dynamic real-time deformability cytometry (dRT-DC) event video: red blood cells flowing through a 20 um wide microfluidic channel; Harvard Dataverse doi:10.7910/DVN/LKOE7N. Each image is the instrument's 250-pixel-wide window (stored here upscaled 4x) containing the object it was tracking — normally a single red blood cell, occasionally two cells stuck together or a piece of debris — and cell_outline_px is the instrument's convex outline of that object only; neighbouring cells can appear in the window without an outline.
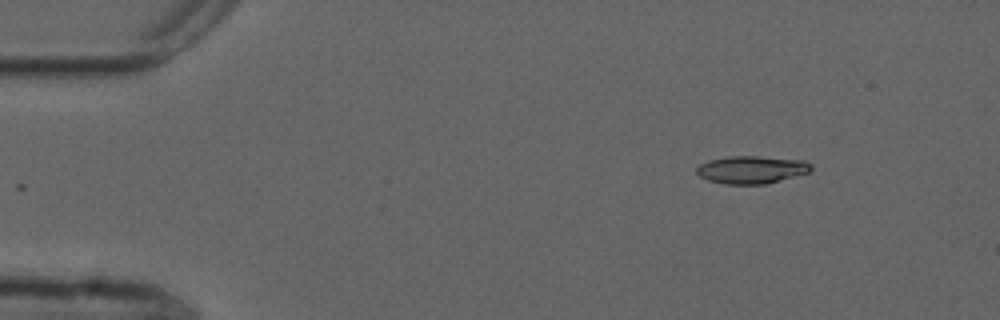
{"species": "common noctule bat (a hibernating species)", "species_latin": "Nyctalus noctula", "temperature_condition": "cold", "stored_images_in_passage": 5, "camera_frame_rate_fps": 3000, "um_per_image_px": 0.085, "animal": {"sex": "male", "forearm_length_mm": 52.5}, "frame": {"image": 1, "passage_image": 2, "time_ms": 0.333, "image_size_px": [1000, 320], "cell_outline_px": [[812, 168], [808, 172], [764, 184], [724, 184], [708, 180], [700, 176], [696, 172], [696, 168], [700, 164], [708, 160], [728, 156], [756, 156], [804, 160], [812, 164]], "centroid_in_image_um": [63.85, 14.41], "position_along_channel_um": 21.2, "area_um2": 18.32}}
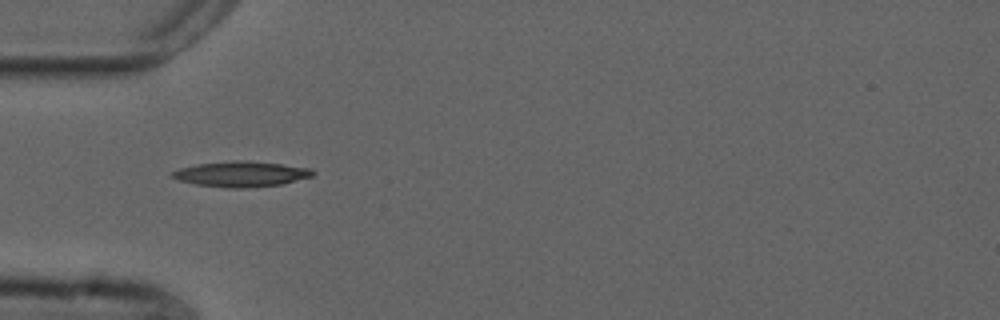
{"frame": {"image": 2, "passage_image": 5, "time_ms": 1.333, "image_size_px": [1000, 320], "cell_outline_px": [[316, 172], [312, 176], [280, 184], [244, 188], [228, 188], [196, 184], [180, 180], [168, 176], [172, 172], [180, 168], [196, 164], [232, 160], [248, 160], [312, 168]], "centroid_in_image_um": [20.48, 14.78], "position_along_channel_um": 64.5, "area_um2": 20.81}}